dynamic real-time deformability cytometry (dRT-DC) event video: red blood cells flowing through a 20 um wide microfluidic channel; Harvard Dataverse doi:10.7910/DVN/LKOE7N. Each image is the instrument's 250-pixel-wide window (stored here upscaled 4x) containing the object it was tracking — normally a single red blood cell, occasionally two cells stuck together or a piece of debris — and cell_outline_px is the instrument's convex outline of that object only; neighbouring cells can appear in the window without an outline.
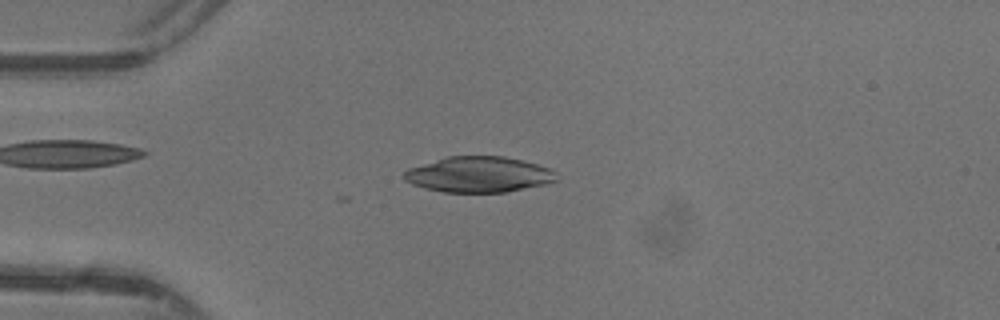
{"species": "common noctule bat (a hibernating species)", "species_latin": "Nyctalus noctula", "temperature_condition": "warm", "stored_images_in_passage": 25, "camera_frame_rate_fps": 3000, "um_per_image_px": 0.085, "animal": {"sex": "female"}, "frame": {"image": 1, "passage_image": 5, "time_ms": 1.333, "image_size_px": [1000, 320], "cell_outline_px": [[556, 180], [544, 184], [504, 192], [444, 192], [424, 188], [412, 184], [404, 180], [404, 172], [408, 168], [448, 156], [504, 156], [536, 164], [548, 168], [556, 172]], "centroid_in_image_um": [40.65, 14.83], "position_along_channel_um": 44.3, "area_um2": 31.39}}
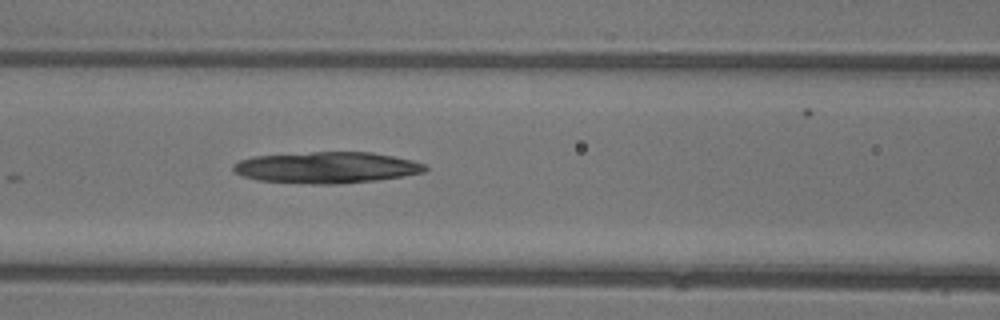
{"frame": {"image": 2, "passage_image": 13, "time_ms": 4.0, "image_size_px": [1000, 320], "cell_outline_px": [[428, 168], [424, 172], [376, 180], [336, 184], [312, 184], [256, 180], [244, 176], [236, 172], [232, 168], [232, 164], [240, 160], [252, 156], [312, 152], [372, 152], [412, 160], [424, 164]], "centroid_in_image_um": [27.73, 14.23], "position_along_channel_um": 138.9, "area_um2": 34.85}}
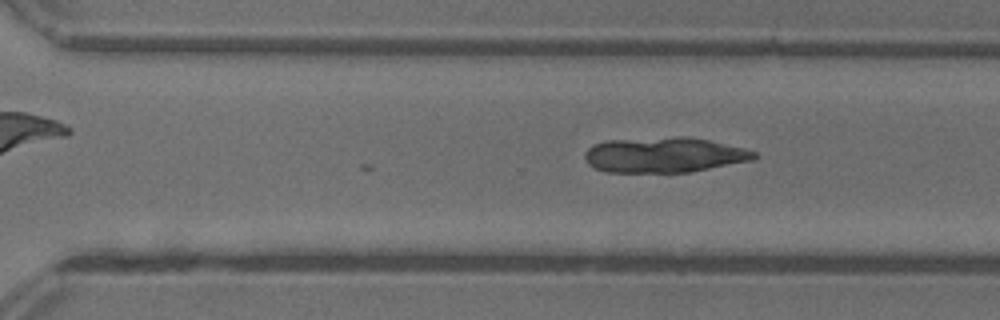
{"frame": {"image": 3, "passage_image": 25, "time_ms": 8.0, "image_size_px": [1000, 320], "cell_outline_px": [[760, 156], [756, 160], [692, 172], [604, 172], [588, 164], [584, 156], [584, 152], [592, 144], [604, 140], [676, 136], [688, 136], [708, 140], [744, 148], [756, 152]], "centroid_in_image_um": [56.48, 13.16], "position_along_channel_um": 314.1, "area_um2": 35.43}}